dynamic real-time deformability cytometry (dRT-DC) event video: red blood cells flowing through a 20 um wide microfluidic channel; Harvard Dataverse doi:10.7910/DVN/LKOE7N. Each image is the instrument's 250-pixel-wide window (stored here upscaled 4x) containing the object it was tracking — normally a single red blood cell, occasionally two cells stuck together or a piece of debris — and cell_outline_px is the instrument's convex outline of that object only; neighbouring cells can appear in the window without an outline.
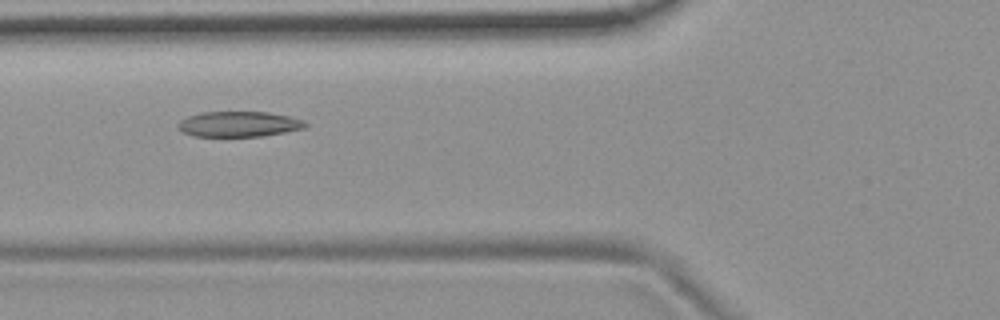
{"species": "common noctule bat (a hibernating species)", "species_latin": "Nyctalus noctula", "temperature_condition": "room temperature", "stored_images_in_passage": 6, "camera_frame_rate_fps": 3000, "um_per_image_px": 0.085, "animal": {"sex": "female", "body_mass_g": 19.9}, "frame": {"image": 1, "passage_image": 6, "time_ms": 1.667, "image_size_px": [1000, 320], "cell_outline_px": [[308, 124], [304, 128], [284, 132], [260, 136], [192, 136], [184, 132], [176, 124], [180, 120], [188, 116], [204, 112], [268, 112], [288, 116], [304, 120]], "centroid_in_image_um": [20.3, 10.54], "position_along_channel_um": 105.5, "area_um2": 18.67}}